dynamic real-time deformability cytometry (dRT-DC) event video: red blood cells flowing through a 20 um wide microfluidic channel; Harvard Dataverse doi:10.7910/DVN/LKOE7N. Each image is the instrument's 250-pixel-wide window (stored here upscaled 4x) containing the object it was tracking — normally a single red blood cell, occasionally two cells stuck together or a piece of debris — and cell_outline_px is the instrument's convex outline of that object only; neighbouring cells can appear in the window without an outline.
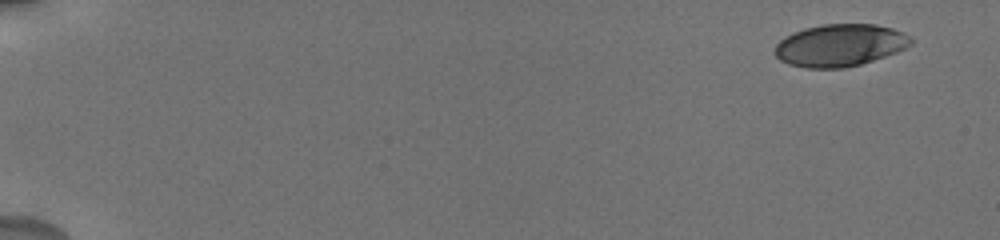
{"species": "human", "species_latin": "Homo sapiens", "temperature_condition": "cold", "stored_images_in_passage": 10, "camera_frame_rate_fps": 3000, "um_per_image_px": 0.085, "donor": {"sex": "male"}, "frame": {"image": 1, "passage_image": 1, "time_ms": 0.0, "image_size_px": [1000, 240], "cell_outline_px": [[912, 44], [896, 52], [860, 64], [844, 68], [808, 68], [788, 64], [780, 60], [772, 52], [776, 44], [784, 36], [792, 32], [804, 28], [824, 24], [876, 24], [892, 28], [904, 32], [912, 40]], "centroid_in_image_um": [71.35, 3.84], "position_along_channel_um": 13.7, "area_um2": 33.58}}